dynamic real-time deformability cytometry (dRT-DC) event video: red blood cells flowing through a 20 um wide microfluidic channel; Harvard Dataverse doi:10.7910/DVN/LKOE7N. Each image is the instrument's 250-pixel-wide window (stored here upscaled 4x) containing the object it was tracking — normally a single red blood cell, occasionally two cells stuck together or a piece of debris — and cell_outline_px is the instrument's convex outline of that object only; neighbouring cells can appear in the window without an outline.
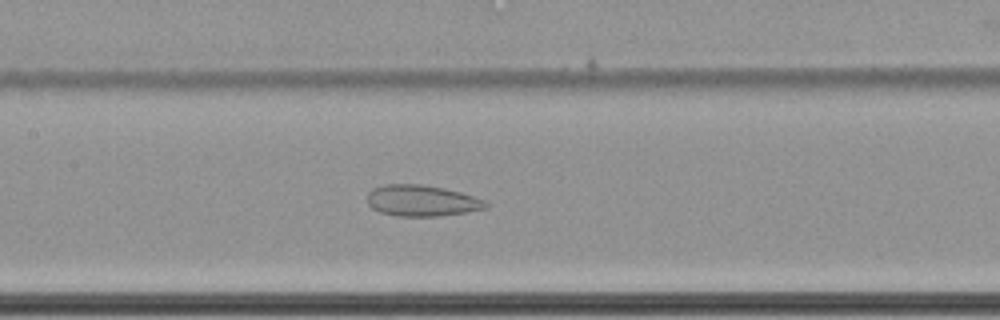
{"species": "common noctule bat (a hibernating species)", "species_latin": "Nyctalus noctula", "temperature_condition": "cold", "stored_images_in_passage": 65, "camera_frame_rate_fps": 3000, "um_per_image_px": 0.085, "animal": {"sex": "female", "body_mass_g": 22.7, "forearm_length_mm": 54.2}, "frame": {"image": 1, "passage_image": 35, "time_ms": 11.333, "image_size_px": [1000, 320], "cell_outline_px": [[488, 208], [468, 212], [440, 216], [400, 216], [380, 212], [372, 208], [368, 204], [368, 192], [372, 188], [384, 184], [420, 184], [444, 188], [460, 192], [484, 200], [488, 204]], "centroid_in_image_um": [35.85, 17.05], "position_along_channel_um": 171.6, "area_um2": 21.56}}
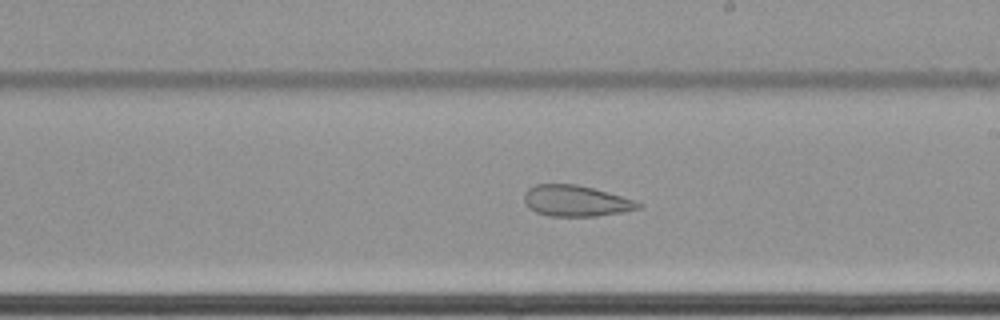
{"frame": {"image": 2, "passage_image": 41, "time_ms": 13.333, "image_size_px": [1000, 320], "cell_outline_px": [[644, 204], [640, 208], [624, 212], [596, 216], [548, 216], [536, 212], [528, 208], [524, 204], [524, 192], [528, 188], [536, 184], [576, 184], [608, 192], [636, 200]], "centroid_in_image_um": [48.94, 17.08], "position_along_channel_um": 240.1, "area_um2": 20.87}}
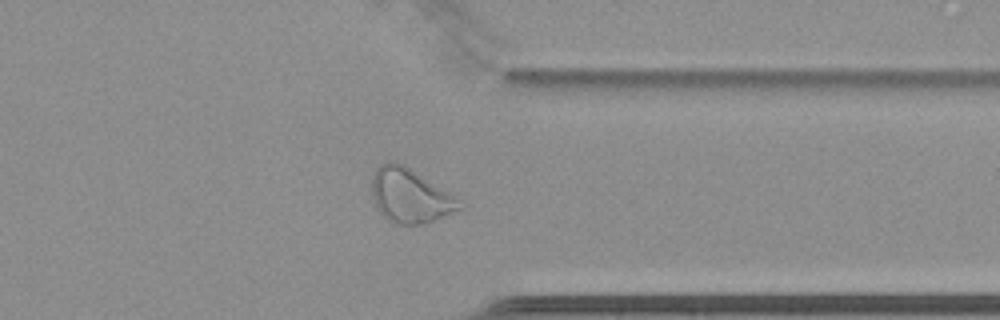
{"frame": {"image": 3, "passage_image": 53, "time_ms": 17.333, "image_size_px": [1000, 320], "cell_outline_px": [[464, 208], [424, 224], [396, 224], [388, 220], [376, 208], [372, 196], [372, 176], [376, 168], [380, 164], [388, 160], [396, 160], [404, 164], [448, 192]], "centroid_in_image_um": [34.79, 16.61], "position_along_channel_um": 376.6, "area_um2": 27.51}}